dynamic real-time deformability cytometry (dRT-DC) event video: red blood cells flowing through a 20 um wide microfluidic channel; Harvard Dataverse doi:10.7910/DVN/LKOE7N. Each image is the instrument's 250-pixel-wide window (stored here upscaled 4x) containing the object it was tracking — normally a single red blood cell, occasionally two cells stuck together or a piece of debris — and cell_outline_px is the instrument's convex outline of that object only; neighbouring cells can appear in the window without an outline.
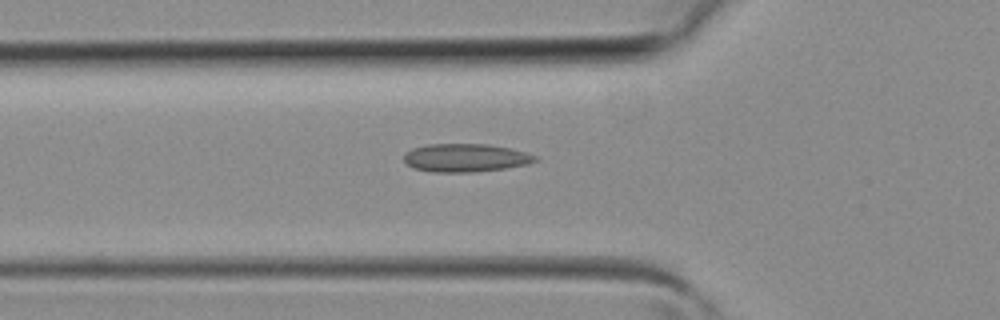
{"species": "common noctule bat (a hibernating species)", "species_latin": "Nyctalus noctula", "temperature_condition": "room temperature", "stored_images_in_passage": 32, "camera_frame_rate_fps": 3000, "um_per_image_px": 0.085, "animal": {"sex": "female", "body_mass_g": 19.3, "forearm_length_mm": 54.1}, "frame": {"image": 1, "passage_image": 9, "time_ms": 2.667, "image_size_px": [1000, 320], "cell_outline_px": [[540, 160], [528, 164], [504, 168], [472, 172], [432, 172], [412, 168], [404, 160], [404, 152], [412, 148], [428, 144], [488, 144], [508, 148], [524, 152], [536, 156]], "centroid_in_image_um": [39.54, 13.41], "position_along_channel_um": 86.3, "area_um2": 21.56}}
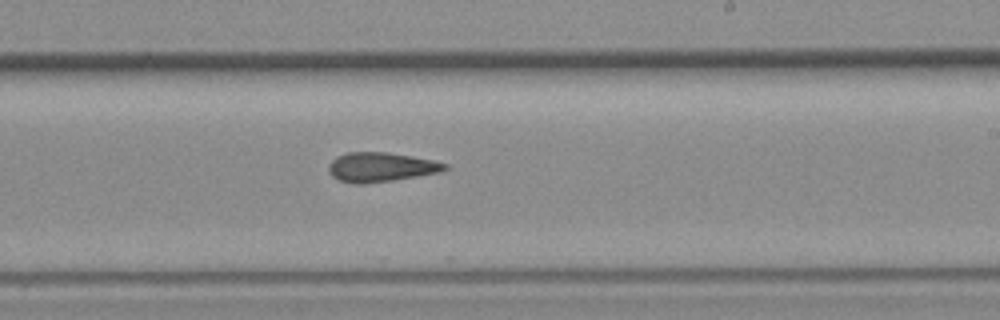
{"frame": {"image": 2, "passage_image": 19, "time_ms": 6.0, "image_size_px": [1000, 320], "cell_outline_px": [[448, 168], [440, 172], [392, 180], [364, 184], [352, 184], [340, 180], [332, 176], [328, 172], [328, 164], [336, 156], [348, 152], [388, 152], [412, 156], [432, 160], [448, 164]], "centroid_in_image_um": [32.33, 14.2], "position_along_channel_um": 256.7, "area_um2": 19.94}}
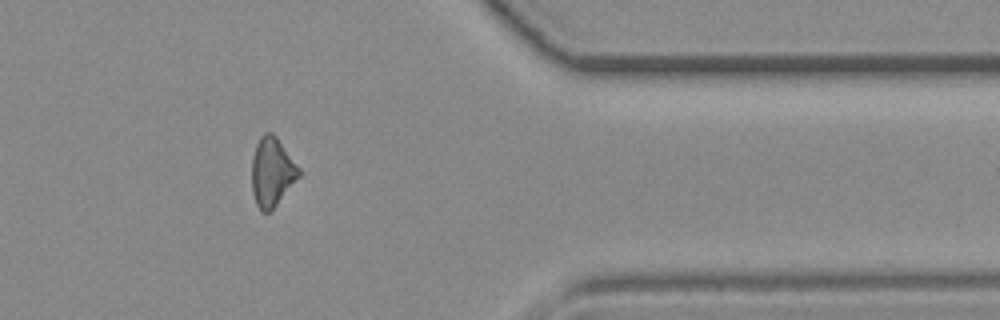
{"frame": {"image": 3, "passage_image": 28, "time_ms": 9.0, "image_size_px": [1000, 320], "cell_outline_px": [[300, 176], [276, 204], [268, 212], [260, 212], [256, 204], [252, 192], [252, 156], [256, 144], [260, 136], [264, 132], [272, 132], [276, 136], [300, 168]], "centroid_in_image_um": [23.1, 14.59], "position_along_channel_um": 388.3, "area_um2": 18.84}}